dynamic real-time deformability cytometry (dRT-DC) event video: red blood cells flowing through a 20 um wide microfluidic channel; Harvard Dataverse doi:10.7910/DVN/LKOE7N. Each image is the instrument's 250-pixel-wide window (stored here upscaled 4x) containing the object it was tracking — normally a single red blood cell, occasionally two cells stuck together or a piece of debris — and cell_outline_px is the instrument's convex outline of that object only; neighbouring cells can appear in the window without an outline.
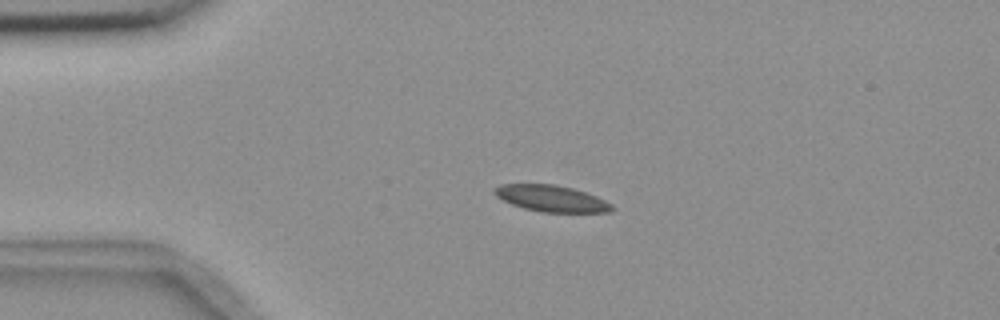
{"species": "common noctule bat (a hibernating species)", "species_latin": "Nyctalus noctula", "temperature_condition": "room temperature", "stored_images_in_passage": 3, "camera_frame_rate_fps": 3000, "um_per_image_px": 0.085, "animal": {"sex": "female", "body_mass_g": 18.4}, "frame": {"image": 1, "passage_image": 2, "time_ms": 1.0, "image_size_px": [1000, 320], "cell_outline_px": [[616, 208], [612, 212], [540, 212], [524, 208], [512, 204], [496, 196], [492, 192], [492, 188], [500, 184], [552, 184], [572, 188], [596, 196], [612, 204]], "centroid_in_image_um": [46.86, 16.87], "position_along_channel_um": 38.1, "area_um2": 18.09}}